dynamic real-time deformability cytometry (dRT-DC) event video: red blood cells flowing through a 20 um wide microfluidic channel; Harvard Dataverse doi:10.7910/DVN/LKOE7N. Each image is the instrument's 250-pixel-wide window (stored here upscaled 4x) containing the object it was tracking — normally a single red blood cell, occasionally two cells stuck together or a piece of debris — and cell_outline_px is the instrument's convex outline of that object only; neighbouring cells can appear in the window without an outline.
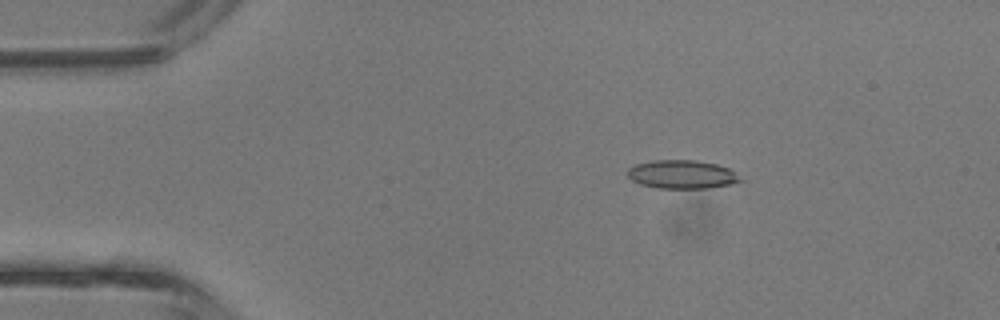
{"species": "common noctule bat (a hibernating species)", "species_latin": "Nyctalus noctula", "temperature_condition": "room temperature", "stored_images_in_passage": 2, "camera_frame_rate_fps": 3000, "um_per_image_px": 0.085, "animal": {"sex": "male", "body_mass_g": 13.3}, "frame": {"image": 1, "passage_image": 1, "time_ms": 0.0, "image_size_px": [1000, 320], "cell_outline_px": [[744, 180], [732, 184], [708, 188], [656, 188], [640, 184], [632, 180], [628, 176], [628, 168], [636, 164], [652, 160], [696, 160], [716, 164], [728, 168]], "centroid_in_image_um": [57.96, 14.82], "position_along_channel_um": 27.0, "area_um2": 18.73}}